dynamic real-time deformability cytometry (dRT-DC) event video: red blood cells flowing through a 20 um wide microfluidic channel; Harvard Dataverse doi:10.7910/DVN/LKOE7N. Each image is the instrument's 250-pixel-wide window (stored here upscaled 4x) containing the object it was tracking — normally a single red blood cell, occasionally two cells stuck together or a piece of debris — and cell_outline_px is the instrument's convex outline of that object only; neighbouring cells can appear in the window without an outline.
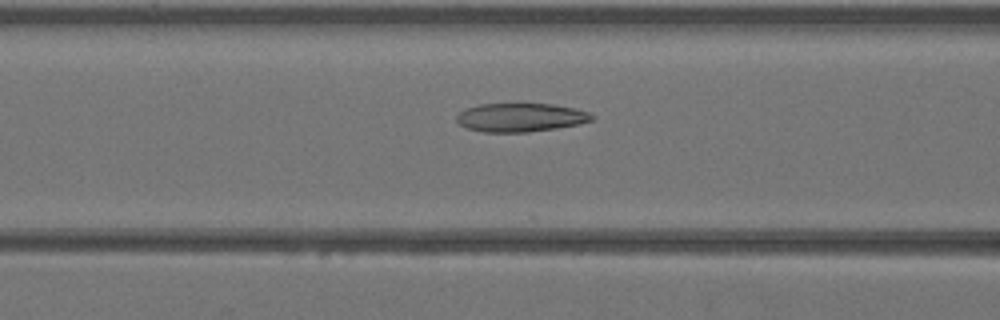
{"species": "Egyptian fruit bat (a non-hibernating species)", "species_latin": "Rousettus aegyptiacus", "temperature_condition": "warm", "stored_images_in_passage": 35, "camera_frame_rate_fps": 3000, "um_per_image_px": 0.085, "animal": {"sex": "female"}, "frame": {"image": 1, "passage_image": 18, "time_ms": 5.667, "image_size_px": [1000, 320], "cell_outline_px": [[592, 120], [580, 124], [556, 128], [528, 132], [484, 132], [468, 128], [460, 124], [456, 120], [456, 116], [460, 112], [468, 108], [480, 104], [552, 104], [576, 108], [588, 112], [592, 116]], "centroid_in_image_um": [44.26, 9.98], "position_along_channel_um": 122.3, "area_um2": 22.37}}
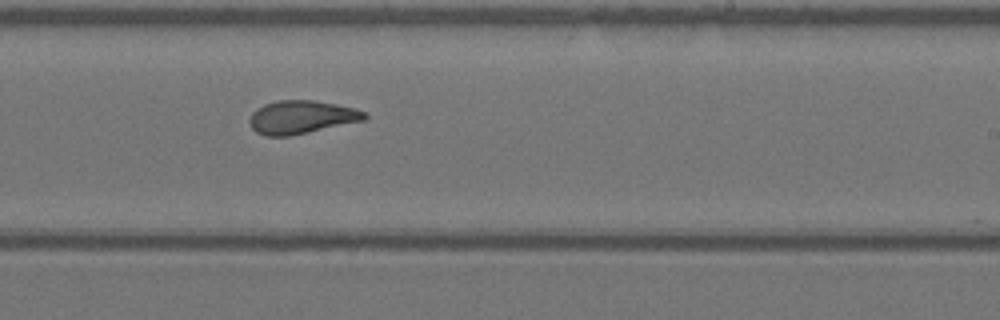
{"frame": {"image": 2, "passage_image": 27, "time_ms": 8.667, "image_size_px": [1000, 320], "cell_outline_px": [[368, 116], [364, 120], [308, 132], [288, 136], [264, 136], [256, 132], [248, 124], [248, 120], [252, 112], [256, 108], [264, 104], [276, 100], [312, 100], [336, 104], [356, 108], [364, 112]], "centroid_in_image_um": [25.57, 9.95], "position_along_channel_um": 263.4, "area_um2": 22.31}}
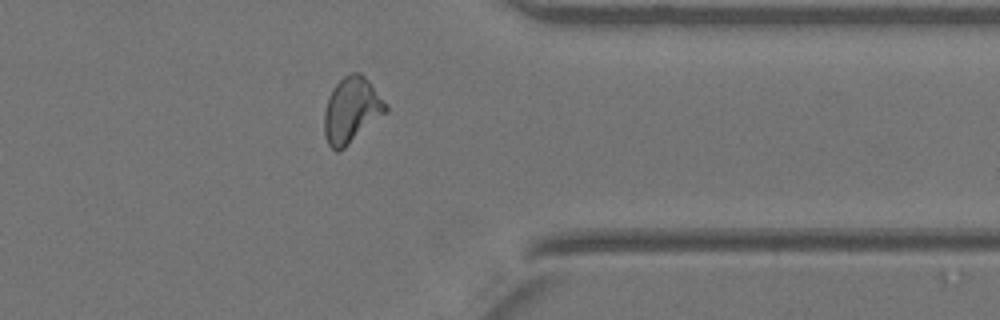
{"frame": {"image": 3, "passage_image": 35, "time_ms": 11.333, "image_size_px": [1000, 320], "cell_outline_px": [[388, 108], [384, 112], [340, 152], [336, 152], [328, 144], [324, 136], [324, 112], [328, 96], [332, 88], [344, 76], [352, 72], [360, 72], [368, 80], [388, 104]], "centroid_in_image_um": [29.84, 9.35], "position_along_channel_um": 381.6, "area_um2": 23.24}}